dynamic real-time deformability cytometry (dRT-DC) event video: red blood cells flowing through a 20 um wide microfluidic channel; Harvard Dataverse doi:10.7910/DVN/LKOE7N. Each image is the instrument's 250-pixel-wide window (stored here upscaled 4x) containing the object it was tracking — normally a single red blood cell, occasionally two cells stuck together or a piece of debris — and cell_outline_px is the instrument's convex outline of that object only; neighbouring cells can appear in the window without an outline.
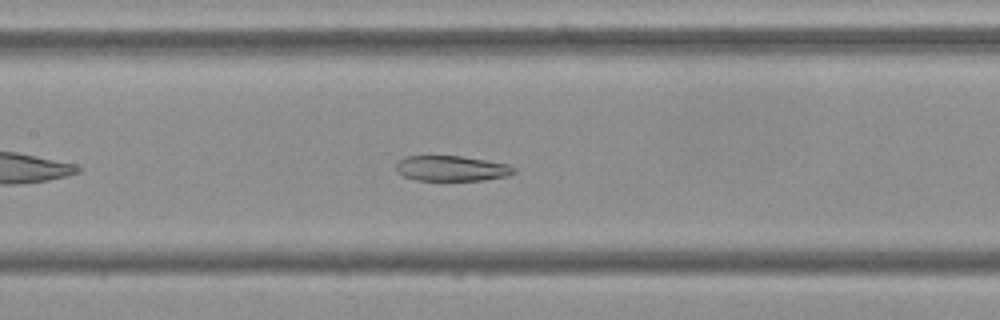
{"species": "Egyptian fruit bat (a non-hibernating species)", "species_latin": "Rousettus aegyptiacus", "temperature_condition": "cold", "stored_images_in_passage": 41, "camera_frame_rate_fps": 3000, "um_per_image_px": 0.085, "frame": {"image": 1, "passage_image": 13, "time_ms": 4.0, "image_size_px": [1000, 320], "cell_outline_px": [[516, 172], [508, 176], [484, 180], [416, 180], [404, 176], [396, 172], [396, 164], [404, 156], [460, 156], [508, 164], [516, 168]], "centroid_in_image_um": [38.39, 14.32], "position_along_channel_um": 169.0, "area_um2": 17.4}}
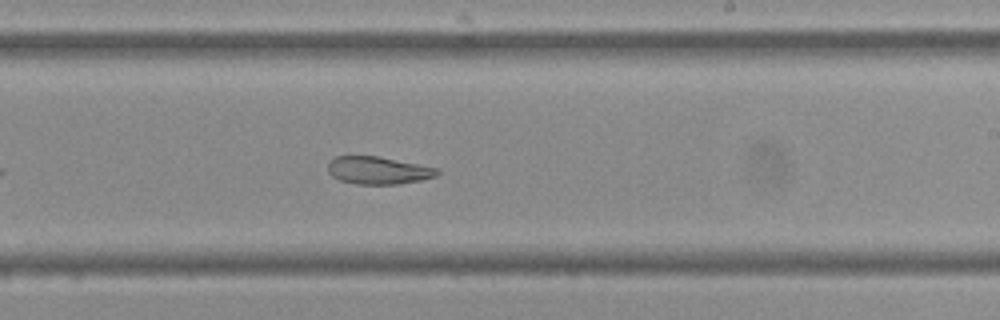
{"frame": {"image": 2, "passage_image": 20, "time_ms": 6.333, "image_size_px": [1000, 320], "cell_outline_px": [[440, 172], [436, 176], [420, 180], [396, 184], [356, 184], [340, 180], [332, 176], [328, 172], [328, 160], [336, 156], [376, 156], [440, 168]], "centroid_in_image_um": [32.13, 14.48], "position_along_channel_um": 256.9, "area_um2": 17.57}}
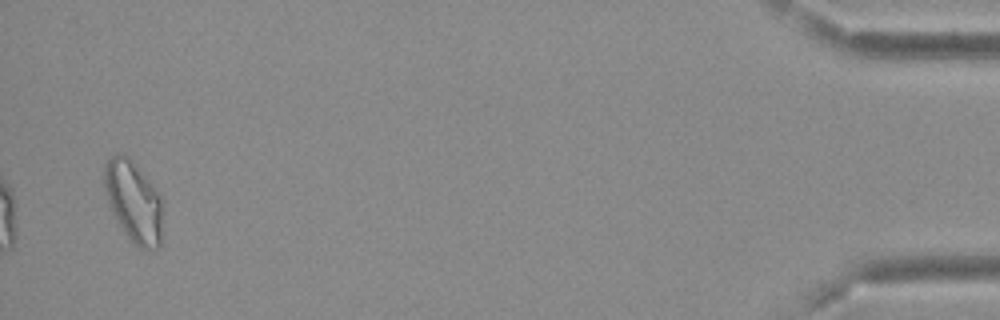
{"frame": {"image": 3, "passage_image": 40, "time_ms": 13.0, "image_size_px": [1000, 320], "cell_outline_px": [[164, 200], [160, 248], [148, 252], [144, 252], [128, 236], [112, 212], [108, 204], [104, 192], [104, 164], [112, 156], [120, 152], [128, 156], [160, 192]], "centroid_in_image_um": [11.4, 17.15], "position_along_channel_um": 423.8, "area_um2": 28.32}, "authors_computed_cell_mechanics": {"area_um2": 20.3456, "velocity_mm_per_s": 3.7749, "shape_relaxation_time_tau1_ms": null, "shape_relaxation_time_tau2_ms": 10.8409, "deformation_change_tau1": null, "deformation_change_tau2": 0.1703}}